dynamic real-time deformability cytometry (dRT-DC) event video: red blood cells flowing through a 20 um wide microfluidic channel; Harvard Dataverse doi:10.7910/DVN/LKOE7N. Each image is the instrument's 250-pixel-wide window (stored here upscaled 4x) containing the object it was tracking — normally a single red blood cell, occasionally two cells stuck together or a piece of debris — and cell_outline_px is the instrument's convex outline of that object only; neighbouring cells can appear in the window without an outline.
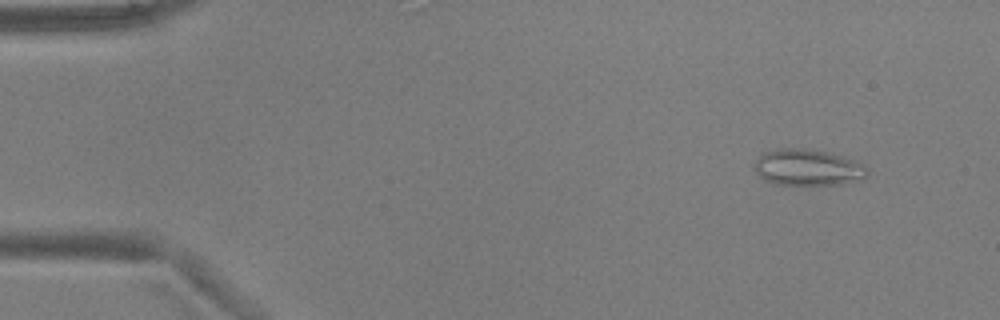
{"species": "common noctule bat (a hibernating species)", "species_latin": "Nyctalus noctula", "temperature_condition": "warm", "stored_images_in_passage": 4, "camera_frame_rate_fps": 3000, "um_per_image_px": 0.085, "animal": {"sex": "male", "body_mass_g": 17.9, "forearm_length_mm": 54.2}, "frame": {"image": 1, "passage_image": 1, "time_ms": 0.0, "image_size_px": [1000, 320], "cell_outline_px": [[868, 172], [864, 176], [856, 180], [844, 184], [776, 184], [764, 180], [752, 168], [756, 160], [764, 152], [776, 148], [800, 148], [828, 152], [864, 164], [868, 168]], "centroid_in_image_um": [68.61, 14.22], "position_along_channel_um": 16.4, "area_um2": 23.7}}
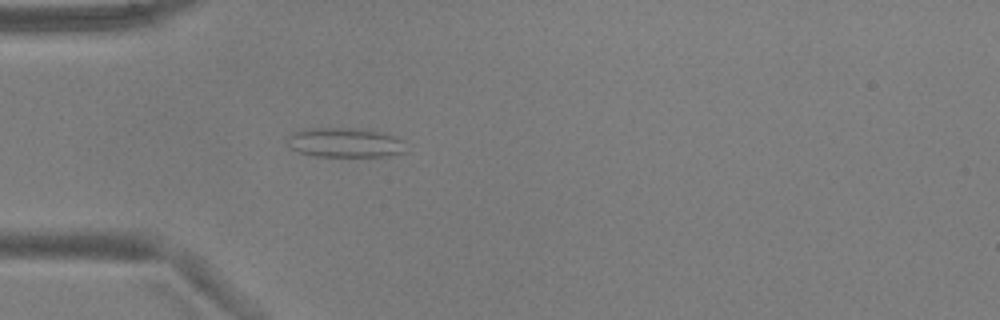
{"frame": {"image": 2, "passage_image": 4, "time_ms": 1.0, "image_size_px": [1000, 320], "cell_outline_px": [[404, 152], [388, 156], [316, 156], [300, 152], [292, 148], [288, 144], [288, 136], [304, 128], [368, 128], [384, 132], [396, 136], [404, 140]], "centroid_in_image_um": [29.38, 12.1], "position_along_channel_um": 55.6, "area_um2": 20.58}}